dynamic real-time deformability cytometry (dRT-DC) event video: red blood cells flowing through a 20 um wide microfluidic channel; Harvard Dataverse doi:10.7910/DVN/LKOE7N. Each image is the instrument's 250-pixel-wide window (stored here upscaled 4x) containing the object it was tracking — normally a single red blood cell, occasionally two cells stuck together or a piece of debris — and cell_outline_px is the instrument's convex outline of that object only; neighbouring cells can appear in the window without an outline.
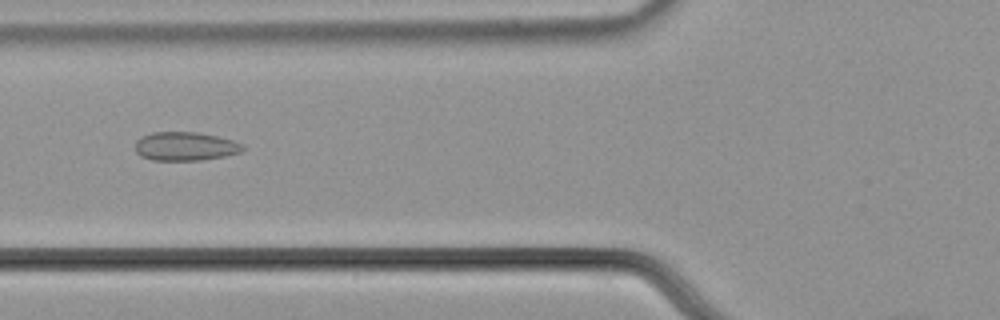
{"species": "common noctule bat (a hibernating species)", "species_latin": "Nyctalus noctula", "temperature_condition": "cold", "stored_images_in_passage": 44, "camera_frame_rate_fps": 3000, "um_per_image_px": 0.085, "animal": {"sex": "male", "body_mass_g": 21.5, "forearm_length_mm": 52.0}, "frame": {"image": 1, "passage_image": 10, "time_ms": 3.0, "image_size_px": [1000, 320], "cell_outline_px": [[244, 148], [240, 152], [224, 156], [200, 160], [152, 160], [140, 156], [136, 152], [136, 140], [140, 136], [152, 132], [196, 132], [216, 136], [232, 140], [244, 144]], "centroid_in_image_um": [15.72, 12.43], "position_along_channel_um": 110.1, "area_um2": 17.98}}
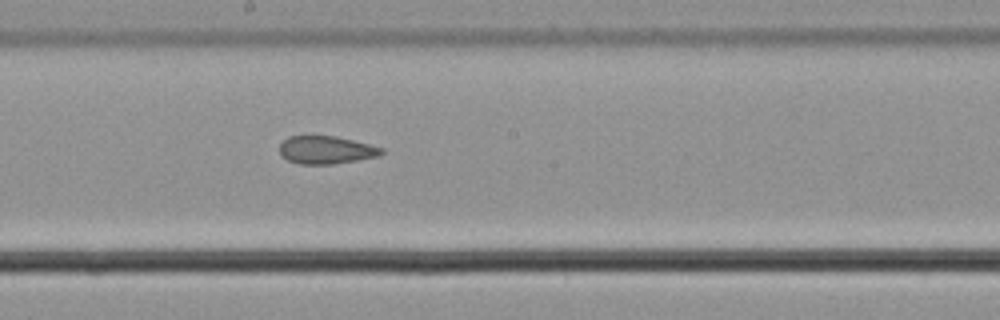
{"frame": {"image": 2, "passage_image": 19, "time_ms": 6.0, "image_size_px": [1000, 320], "cell_outline_px": [[384, 152], [380, 156], [332, 164], [300, 164], [288, 160], [280, 152], [280, 144], [288, 136], [336, 136], [384, 148]], "centroid_in_image_um": [27.74, 12.74], "position_along_channel_um": 220.5, "area_um2": 16.42}}
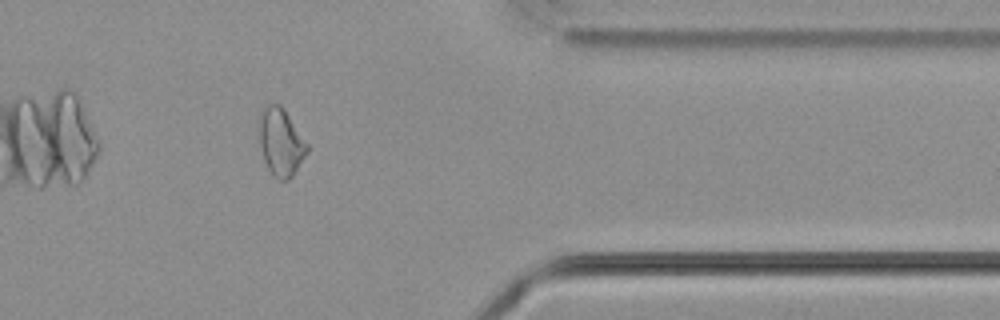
{"frame": {"image": 3, "passage_image": 34, "time_ms": 11.0, "image_size_px": [1000, 320], "cell_outline_px": [[308, 152], [292, 176], [288, 180], [280, 180], [272, 176], [264, 160], [256, 128], [256, 120], [264, 108], [268, 104], [280, 104], [284, 108], [308, 144]], "centroid_in_image_um": [23.83, 12.06], "position_along_channel_um": 387.6, "area_um2": 19.25}}